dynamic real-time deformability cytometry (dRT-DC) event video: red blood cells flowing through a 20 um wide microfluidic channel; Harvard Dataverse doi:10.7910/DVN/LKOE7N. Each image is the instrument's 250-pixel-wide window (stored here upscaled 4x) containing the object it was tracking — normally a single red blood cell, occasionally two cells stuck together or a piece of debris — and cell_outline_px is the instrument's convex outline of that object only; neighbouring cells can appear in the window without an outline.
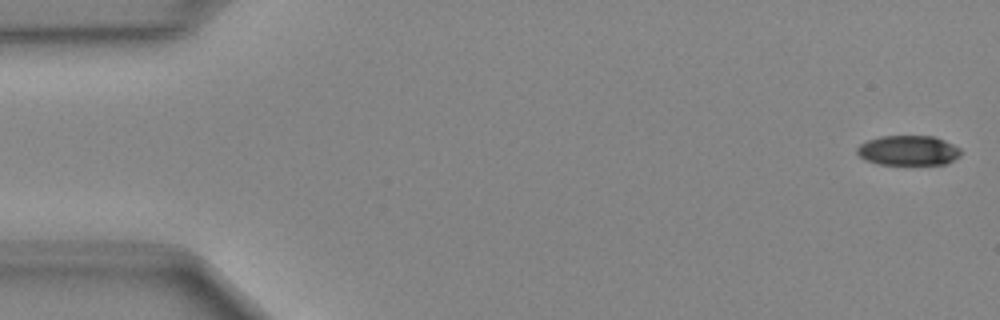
{"species": "Egyptian fruit bat (a non-hibernating species)", "species_latin": "Rousettus aegyptiacus", "temperature_condition": "cold", "stored_images_in_passage": 49, "camera_frame_rate_fps": 3000, "um_per_image_px": 0.085, "animal": {"sex": "female"}, "frame": {"image": 1, "passage_image": 1, "time_ms": 0.0, "image_size_px": [1000, 320], "cell_outline_px": [[960, 156], [944, 164], [880, 164], [864, 160], [856, 152], [856, 148], [860, 144], [868, 140], [880, 136], [932, 136], [944, 140], [960, 148]], "centroid_in_image_um": [77.17, 12.78], "position_along_channel_um": 7.8, "area_um2": 17.98}}
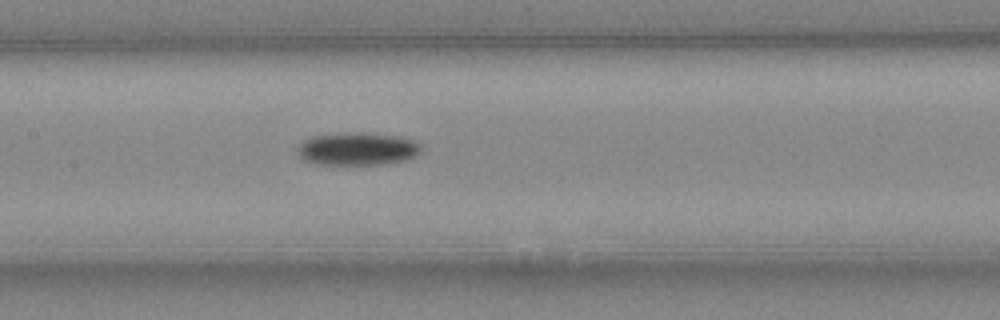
{"frame": {"image": 2, "passage_image": 23, "time_ms": 7.333, "image_size_px": [1000, 320], "cell_outline_px": [[420, 152], [408, 160], [388, 164], [316, 164], [304, 160], [300, 156], [300, 144], [304, 140], [312, 136], [340, 132], [360, 132], [396, 136], [412, 140], [420, 144]], "centroid_in_image_um": [30.4, 12.65], "position_along_channel_um": 177.0, "area_um2": 23.58}}
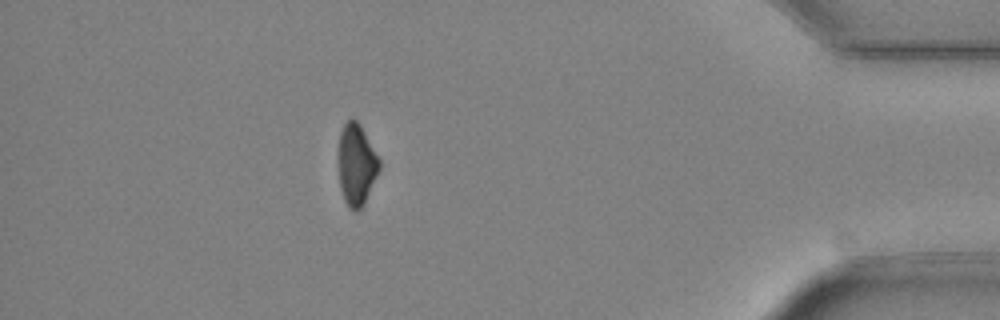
{"frame": {"image": 3, "passage_image": 43, "time_ms": 14.0, "image_size_px": [1000, 320], "cell_outline_px": [[380, 168], [364, 204], [356, 212], [348, 208], [344, 200], [340, 188], [340, 132], [344, 124], [352, 116], [360, 124], [380, 160]], "centroid_in_image_um": [30.31, 14.0], "position_along_channel_um": 404.9, "area_um2": 19.07}}